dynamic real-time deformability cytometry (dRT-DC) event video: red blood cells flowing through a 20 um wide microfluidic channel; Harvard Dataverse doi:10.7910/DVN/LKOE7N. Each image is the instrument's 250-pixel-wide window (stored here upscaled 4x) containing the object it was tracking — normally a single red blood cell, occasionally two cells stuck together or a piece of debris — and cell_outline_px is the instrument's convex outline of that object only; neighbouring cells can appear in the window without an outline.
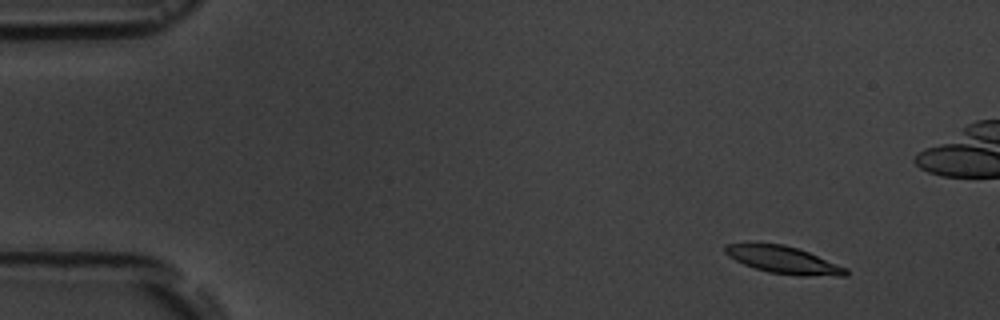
{"species": "common noctule bat (a hibernating species)", "species_latin": "Nyctalus noctula", "temperature_condition": "room temperature", "stored_images_in_passage": 6, "segment_of_instrument_passage": [2, 2], "camera_frame_rate_fps": 3000, "um_per_image_px": 0.085, "animal": {"sex": "male", "body_mass_g": 19.5, "forearm_length_mm": 54.6}, "frame": {"image": 1, "passage_image": 6, "time_ms": 7.333, "image_size_px": [1000, 320], "cell_outline_px": [[848, 276], [800, 276], [768, 272], [744, 264], [728, 256], [724, 252], [724, 244], [748, 240], [752, 240], [784, 244], [808, 252], [848, 268]], "centroid_in_image_um": [66.51, 22.04], "position_along_channel_um": 18.5, "area_um2": 19.94}}